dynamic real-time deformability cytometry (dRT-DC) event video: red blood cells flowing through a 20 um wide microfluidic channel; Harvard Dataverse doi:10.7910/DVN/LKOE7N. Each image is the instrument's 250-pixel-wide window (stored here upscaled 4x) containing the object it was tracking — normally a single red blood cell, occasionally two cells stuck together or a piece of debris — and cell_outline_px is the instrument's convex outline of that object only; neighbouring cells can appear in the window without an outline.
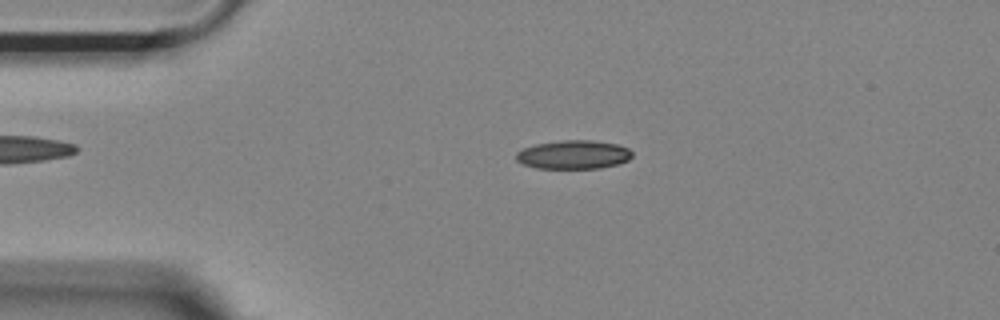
{"species": "Egyptian fruit bat (a non-hibernating species)", "species_latin": "Rousettus aegyptiacus", "temperature_condition": "room temperature", "stored_images_in_passage": 48, "camera_frame_rate_fps": 3000, "um_per_image_px": 0.085, "animal": {"sex": "female"}, "frame": {"image": 1, "passage_image": 6, "time_ms": 1.667, "image_size_px": [1000, 320], "cell_outline_px": [[632, 156], [628, 160], [620, 164], [600, 168], [536, 168], [524, 164], [516, 160], [516, 152], [524, 148], [536, 144], [564, 140], [592, 140], [616, 144], [628, 148], [632, 152]], "centroid_in_image_um": [48.77, 13.15], "position_along_channel_um": 36.2, "area_um2": 19.36}}
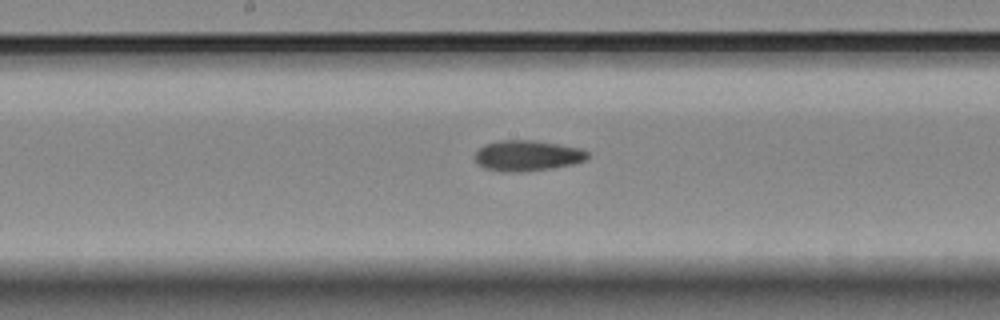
{"frame": {"image": 2, "passage_image": 22, "time_ms": 7.0, "image_size_px": [1000, 320], "cell_outline_px": [[588, 156], [584, 160], [572, 164], [548, 168], [520, 172], [500, 172], [484, 168], [476, 164], [476, 152], [484, 144], [500, 140], [536, 140], [584, 148], [588, 152]], "centroid_in_image_um": [44.81, 13.22], "position_along_channel_um": 203.4, "area_um2": 20.23}}
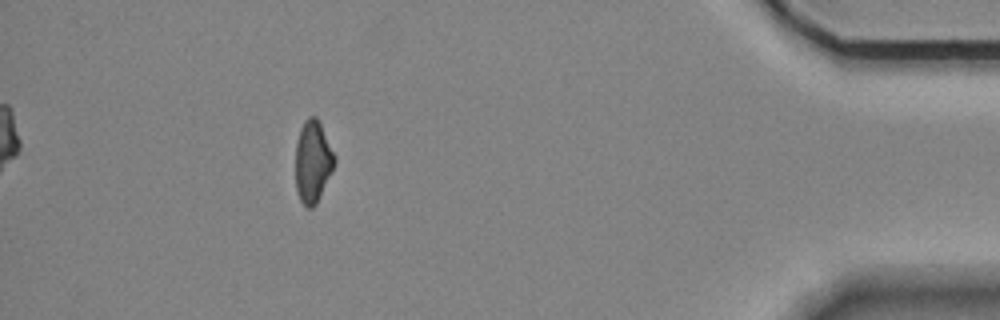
{"frame": {"image": 3, "passage_image": 43, "time_ms": 14.0, "image_size_px": [1000, 320], "cell_outline_px": [[336, 160], [316, 204], [312, 208], [308, 208], [300, 200], [296, 188], [296, 144], [300, 128], [304, 120], [308, 116], [316, 116], [336, 156]], "centroid_in_image_um": [26.57, 13.71], "position_along_channel_um": 408.6, "area_um2": 18.38}, "authors_computed_cell_mechanics": {"area_um2": 19.5075, "velocity_mm_per_s": 3.6984, "shape_relaxation_time_tau1_ms": 8.8562, "shape_relaxation_time_tau2_ms": 3.5419, "deformation_change_tau1": 0.1893, "deformation_change_tau2": 0.1048}}